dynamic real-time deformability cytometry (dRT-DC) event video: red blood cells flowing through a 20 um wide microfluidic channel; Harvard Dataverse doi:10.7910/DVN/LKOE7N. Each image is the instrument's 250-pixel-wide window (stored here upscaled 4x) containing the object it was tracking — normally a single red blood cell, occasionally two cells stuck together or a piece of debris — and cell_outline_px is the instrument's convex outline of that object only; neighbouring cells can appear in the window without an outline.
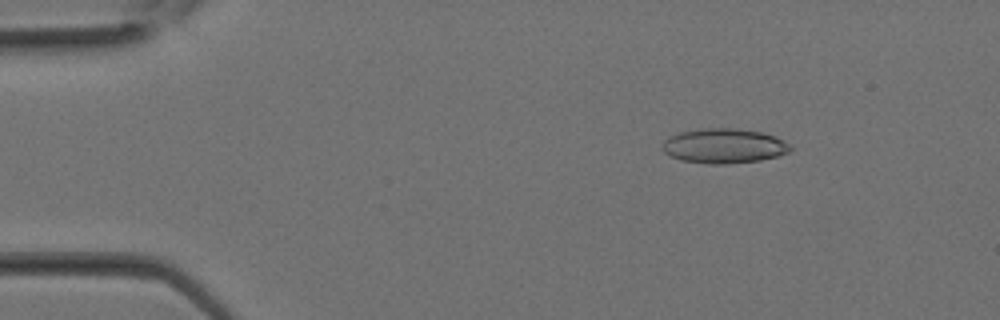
{"species": "Egyptian fruit bat (a non-hibernating species)", "species_latin": "Rousettus aegyptiacus", "temperature_condition": "room temperature", "stored_images_in_passage": 11, "camera_frame_rate_fps": 3000, "um_per_image_px": 0.085, "animal": {"sex": "female"}, "frame": {"image": 1, "passage_image": 4, "time_ms": 1.0, "image_size_px": [1000, 320], "cell_outline_px": [[792, 148], [788, 152], [780, 156], [760, 160], [728, 164], [708, 164], [680, 160], [664, 152], [660, 148], [664, 140], [668, 136], [680, 132], [708, 128], [736, 128], [760, 132], [784, 140], [792, 144]], "centroid_in_image_um": [61.53, 12.41], "position_along_channel_um": 23.5, "area_um2": 26.07}}
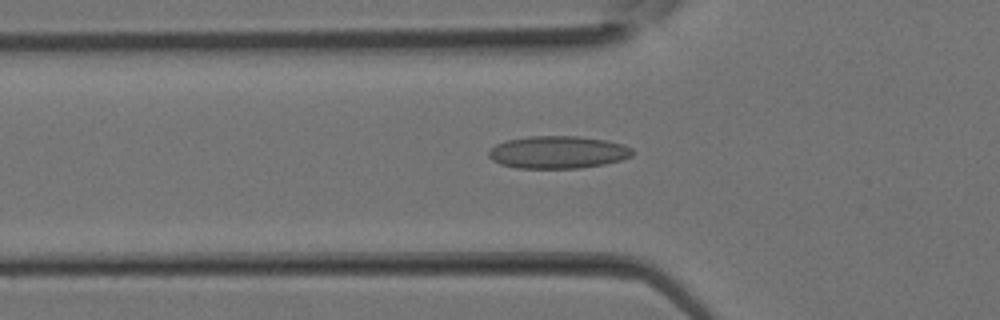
{"frame": {"image": 2, "passage_image": 10, "time_ms": 3.0, "image_size_px": [1000, 320], "cell_outline_px": [[632, 156], [620, 160], [604, 164], [580, 168], [516, 168], [500, 164], [492, 160], [488, 156], [488, 152], [496, 144], [508, 140], [528, 136], [576, 136], [604, 140], [620, 144], [632, 148]], "centroid_in_image_um": [47.38, 12.94], "position_along_channel_um": 78.4, "area_um2": 27.05}}